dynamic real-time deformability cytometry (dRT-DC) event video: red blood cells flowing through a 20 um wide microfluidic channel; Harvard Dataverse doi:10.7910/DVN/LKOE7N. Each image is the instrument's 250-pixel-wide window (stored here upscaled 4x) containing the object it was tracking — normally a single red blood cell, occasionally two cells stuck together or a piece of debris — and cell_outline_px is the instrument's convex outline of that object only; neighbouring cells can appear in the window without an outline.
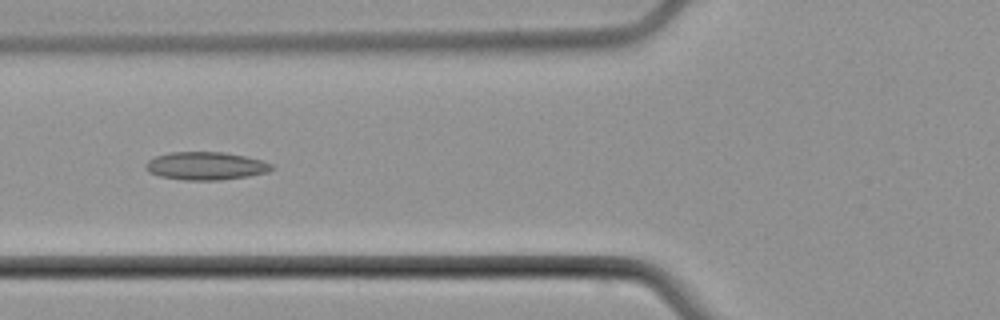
{"species": "common noctule bat (a hibernating species)", "species_latin": "Nyctalus noctula", "temperature_condition": "cold", "stored_images_in_passage": 7, "camera_frame_rate_fps": 3000, "um_per_image_px": 0.085, "animal": {"sex": "male", "body_mass_g": 21.5, "forearm_length_mm": 52.0}, "frame": {"image": 1, "passage_image": 5, "time_ms": 6.667, "image_size_px": [1000, 320], "cell_outline_px": [[272, 168], [268, 172], [248, 176], [220, 180], [184, 180], [160, 176], [148, 172], [144, 168], [144, 164], [148, 160], [156, 156], [168, 152], [224, 152], [244, 156], [260, 160], [272, 164]], "centroid_in_image_um": [17.44, 14.1], "position_along_channel_um": 108.4, "area_um2": 20.52}}
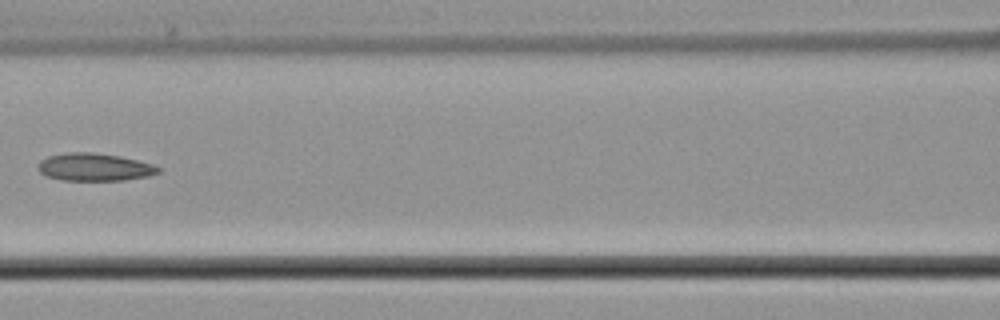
{"frame": {"image": 2, "passage_image": 6, "time_ms": 8.0, "image_size_px": [1000, 320], "cell_outline_px": [[160, 172], [148, 176], [124, 180], [60, 180], [44, 176], [36, 168], [36, 164], [40, 160], [48, 156], [68, 152], [92, 152], [120, 156], [152, 164], [160, 168]], "centroid_in_image_um": [7.96, 14.2], "position_along_channel_um": 158.6, "area_um2": 19.54}}
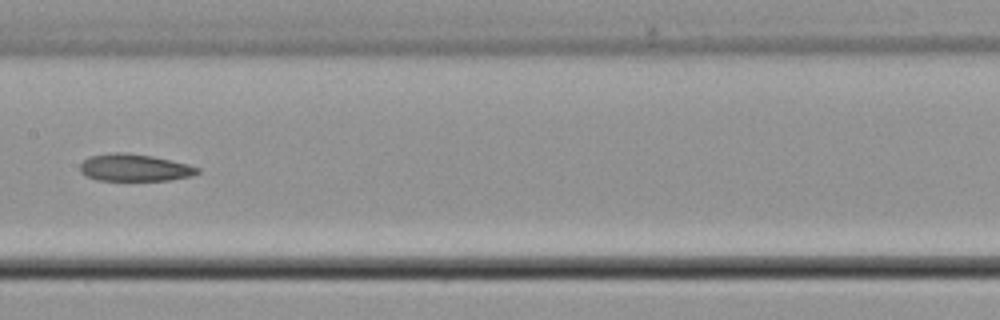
{"frame": {"image": 3, "passage_image": 7, "time_ms": 9.0, "image_size_px": [1000, 320], "cell_outline_px": [[200, 172], [192, 176], [168, 180], [96, 180], [84, 176], [80, 172], [80, 164], [88, 156], [112, 152], [124, 152], [152, 156], [188, 164], [200, 168]], "centroid_in_image_um": [11.4, 14.25], "position_along_channel_um": 196.0, "area_um2": 18.73}}